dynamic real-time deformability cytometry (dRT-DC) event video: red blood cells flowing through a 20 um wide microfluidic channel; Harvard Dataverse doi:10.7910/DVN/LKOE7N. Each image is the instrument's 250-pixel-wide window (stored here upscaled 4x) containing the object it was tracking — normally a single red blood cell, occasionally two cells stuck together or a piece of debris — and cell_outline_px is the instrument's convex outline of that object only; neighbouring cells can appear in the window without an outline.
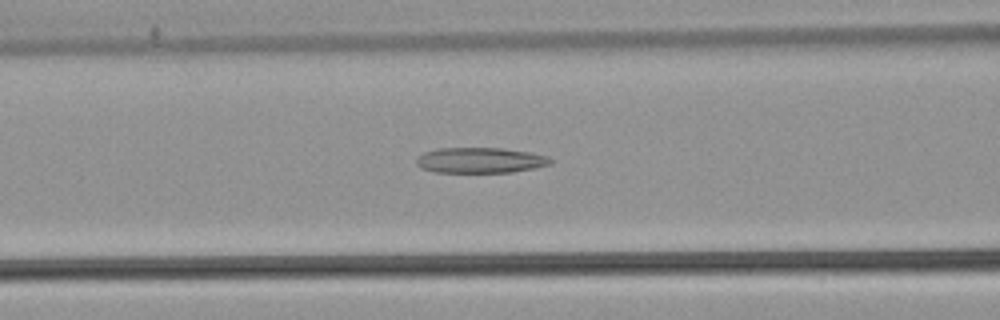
{"species": "common noctule bat (a hibernating species)", "species_latin": "Nyctalus noctula", "temperature_condition": "warm", "stored_images_in_passage": 43, "camera_frame_rate_fps": 3000, "um_per_image_px": 0.085, "animal": {"sex": "male", "body_mass_g": 21.5, "forearm_length_mm": 52.0}, "frame": {"image": 1, "passage_image": 12, "time_ms": 3.667, "image_size_px": [1000, 320], "cell_outline_px": [[552, 164], [536, 168], [512, 172], [436, 172], [420, 168], [416, 164], [416, 160], [424, 152], [440, 148], [500, 148], [528, 152], [548, 156], [552, 160]], "centroid_in_image_um": [40.84, 13.63], "position_along_channel_um": 125.8, "area_um2": 19.88}}
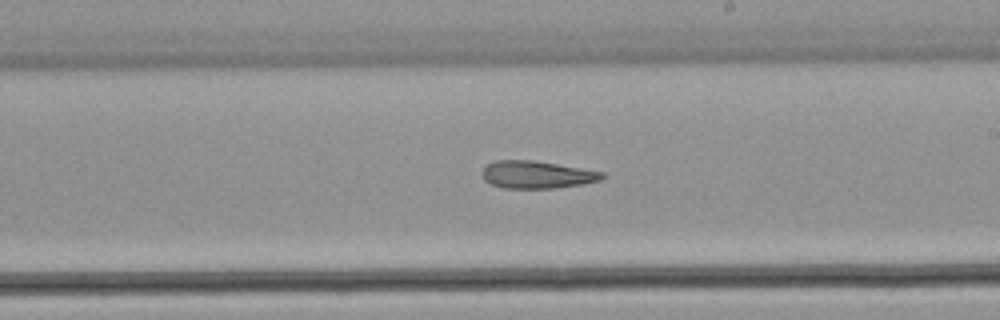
{"frame": {"image": 2, "passage_image": 21, "time_ms": 6.667, "image_size_px": [1000, 320], "cell_outline_px": [[604, 176], [600, 180], [584, 184], [556, 188], [504, 188], [492, 184], [484, 180], [484, 168], [488, 164], [496, 160], [532, 160], [604, 172]], "centroid_in_image_um": [45.65, 14.85], "position_along_channel_um": 243.3, "area_um2": 18.96}}
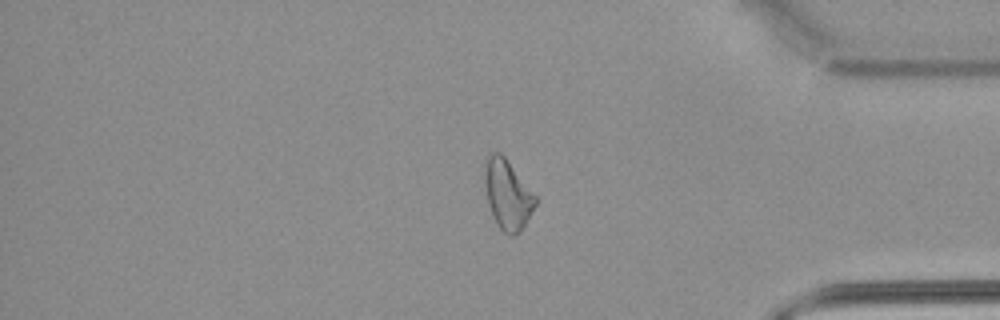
{"frame": {"image": 3, "passage_image": 34, "time_ms": 11.0, "image_size_px": [1000, 320], "cell_outline_px": [[536, 204], [520, 232], [512, 236], [508, 236], [496, 224], [488, 204], [484, 184], [484, 164], [488, 156], [492, 152], [500, 152], [504, 156], [536, 196]], "centroid_in_image_um": [43.11, 16.54], "position_along_channel_um": 392.1, "area_um2": 20.46}}